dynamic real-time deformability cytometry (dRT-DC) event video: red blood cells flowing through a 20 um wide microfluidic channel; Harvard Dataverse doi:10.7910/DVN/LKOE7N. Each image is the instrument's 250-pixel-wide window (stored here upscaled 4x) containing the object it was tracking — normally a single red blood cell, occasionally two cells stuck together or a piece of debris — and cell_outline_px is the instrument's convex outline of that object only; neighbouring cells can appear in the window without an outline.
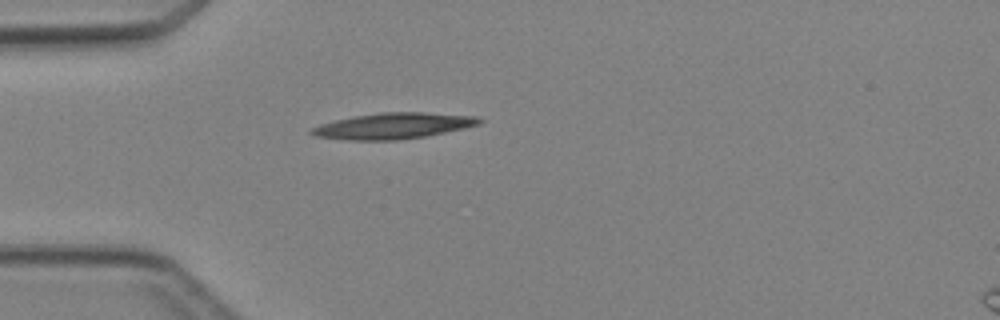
{"species": "Egyptian fruit bat (a non-hibernating species)", "species_latin": "Rousettus aegyptiacus", "temperature_condition": "cold", "stored_images_in_passage": 1, "camera_frame_rate_fps": 3000, "um_per_image_px": 0.085, "animal": {"sex": "female"}, "frame": {"image": 1, "passage_image": 1, "time_ms": 0.0, "image_size_px": [1000, 320], "cell_outline_px": [[484, 120], [480, 124], [464, 128], [424, 136], [396, 140], [348, 140], [316, 136], [308, 132], [312, 128], [320, 124], [336, 120], [356, 116], [380, 112], [424, 112], [480, 116]], "centroid_in_image_um": [33.47, 10.69], "position_along_channel_um": 51.5, "area_um2": 25.26}}